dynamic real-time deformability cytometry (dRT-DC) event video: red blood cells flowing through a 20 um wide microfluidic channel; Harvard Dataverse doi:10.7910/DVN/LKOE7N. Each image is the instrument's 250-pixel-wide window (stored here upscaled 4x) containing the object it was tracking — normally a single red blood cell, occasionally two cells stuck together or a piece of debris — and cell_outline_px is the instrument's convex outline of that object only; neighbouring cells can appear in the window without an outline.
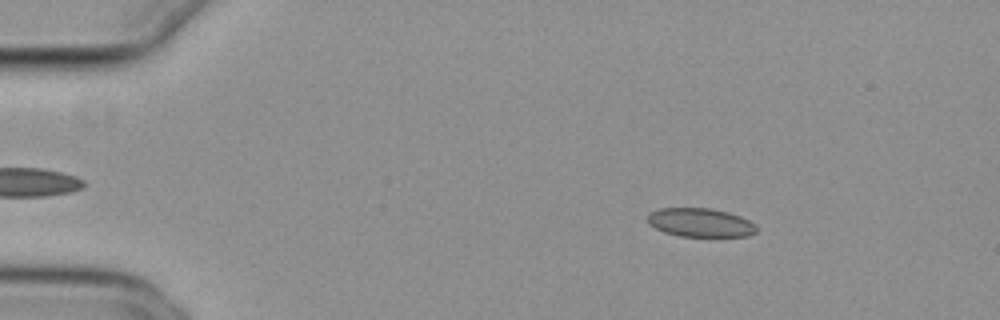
{"species": "common noctule bat (a hibernating species)", "species_latin": "Nyctalus noctula", "temperature_condition": "cold", "stored_images_in_passage": 53, "camera_frame_rate_fps": 3000, "um_per_image_px": 0.085, "animal": {"sex": "female", "body_mass_g": 29.2, "forearm_length_mm": 56.3}, "frame": {"image": 1, "passage_image": 8, "time_ms": 2.333, "image_size_px": [1000, 320], "cell_outline_px": [[756, 232], [748, 236], [680, 236], [664, 232], [648, 224], [648, 212], [660, 208], [708, 208], [728, 212], [740, 216], [756, 224]], "centroid_in_image_um": [59.51, 18.91], "position_along_channel_um": 25.5, "area_um2": 18.21}}
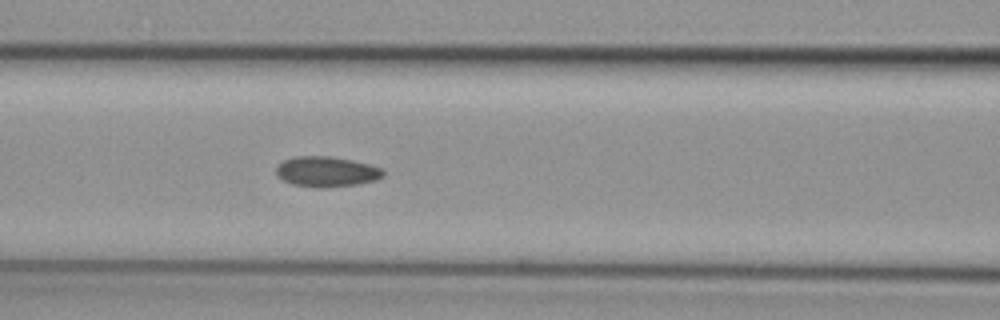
{"frame": {"image": 2, "passage_image": 23, "time_ms": 7.333, "image_size_px": [1000, 320], "cell_outline_px": [[384, 176], [376, 180], [356, 184], [328, 188], [316, 188], [292, 184], [276, 176], [276, 168], [284, 160], [296, 156], [328, 156], [352, 160], [368, 164], [380, 168], [384, 172]], "centroid_in_image_um": [27.74, 14.6], "position_along_channel_um": 138.9, "area_um2": 18.9}}
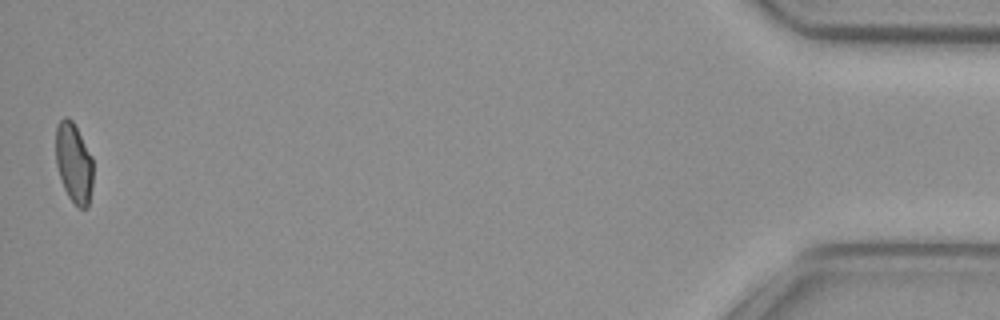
{"frame": {"image": 3, "passage_image": 53, "time_ms": 17.333, "image_size_px": [1000, 320], "cell_outline_px": [[92, 188], [88, 208], [80, 208], [68, 196], [64, 188], [56, 164], [56, 128], [60, 120], [64, 116], [68, 116], [72, 120], [92, 156]], "centroid_in_image_um": [6.28, 13.84], "position_along_channel_um": 428.9, "area_um2": 17.28}, "authors_computed_cell_mechanics": {"area_um2": 18.8428, "velocity_mm_per_s": 3.8369, "shape_relaxation_time_tau1_ms": null, "shape_relaxation_time_tau2_ms": 3.4391, "deformation_change_tau1": null, "deformation_change_tau2": 0.0707}}